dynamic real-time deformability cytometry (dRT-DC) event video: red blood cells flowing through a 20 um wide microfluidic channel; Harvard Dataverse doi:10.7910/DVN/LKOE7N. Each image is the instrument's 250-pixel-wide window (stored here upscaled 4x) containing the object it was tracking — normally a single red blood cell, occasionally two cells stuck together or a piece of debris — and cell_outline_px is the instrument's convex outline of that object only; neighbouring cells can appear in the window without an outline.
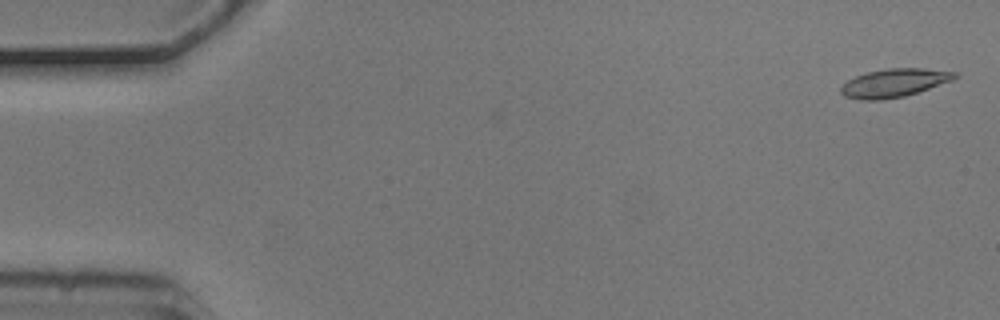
{"species": "common noctule bat (a hibernating species)", "species_latin": "Nyctalus noctula", "temperature_condition": "cold", "stored_images_in_passage": 5, "camera_frame_rate_fps": 3000, "um_per_image_px": 0.085, "animal": {"sex": "male", "body_mass_g": 20.5, "forearm_length_mm": 52.5}, "frame": {"image": 1, "passage_image": 1, "time_ms": 0.0, "image_size_px": [1000, 320], "cell_outline_px": [[960, 76], [952, 80], [904, 96], [880, 100], [860, 100], [844, 96], [840, 92], [840, 88], [848, 80], [856, 76], [868, 72], [888, 68], [924, 68], [956, 72]], "centroid_in_image_um": [76.0, 7.04], "position_along_channel_um": 9.0, "area_um2": 18.61}}